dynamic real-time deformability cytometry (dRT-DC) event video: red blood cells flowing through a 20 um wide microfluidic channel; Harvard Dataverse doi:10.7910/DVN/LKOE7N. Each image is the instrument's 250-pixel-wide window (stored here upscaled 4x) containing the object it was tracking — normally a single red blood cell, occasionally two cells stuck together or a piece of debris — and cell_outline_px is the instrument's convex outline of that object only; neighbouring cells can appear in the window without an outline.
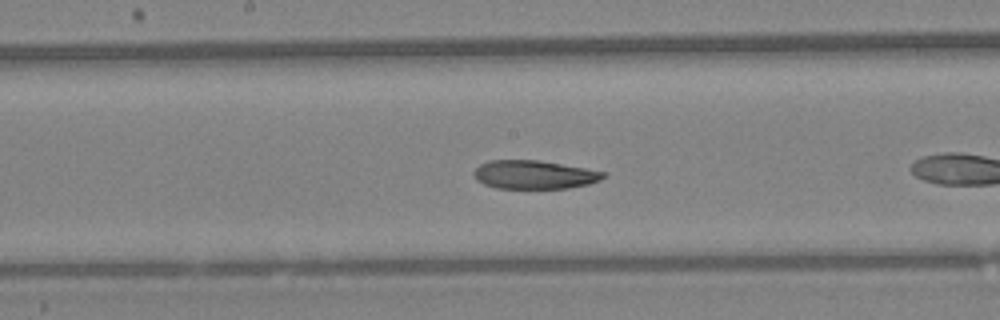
{"species": "Egyptian fruit bat (a non-hibernating species)", "species_latin": "Rousettus aegyptiacus", "temperature_condition": "warm", "stored_images_in_passage": 33, "camera_frame_rate_fps": 3000, "um_per_image_px": 0.085, "animal": {"sex": "female"}, "frame": {"image": 1, "passage_image": 10, "time_ms": 3.0, "image_size_px": [1000, 320], "cell_outline_px": [[608, 172], [600, 180], [588, 184], [568, 188], [496, 188], [484, 184], [476, 180], [472, 172], [480, 164], [488, 160], [536, 160]], "centroid_in_image_um": [45.37, 14.84], "position_along_channel_um": 202.8, "area_um2": 21.44}, "authors_computed_cell_mechanics": {"area_um2": 22.8888, "velocity_mm_per_s": 4.3075, "shape_relaxation_time_tau1_ms": 4.9263, "shape_relaxation_time_tau2_ms": 2.2306, "deformation_change_tau1": 0.1323, "deformation_change_tau2": 0.0602}}